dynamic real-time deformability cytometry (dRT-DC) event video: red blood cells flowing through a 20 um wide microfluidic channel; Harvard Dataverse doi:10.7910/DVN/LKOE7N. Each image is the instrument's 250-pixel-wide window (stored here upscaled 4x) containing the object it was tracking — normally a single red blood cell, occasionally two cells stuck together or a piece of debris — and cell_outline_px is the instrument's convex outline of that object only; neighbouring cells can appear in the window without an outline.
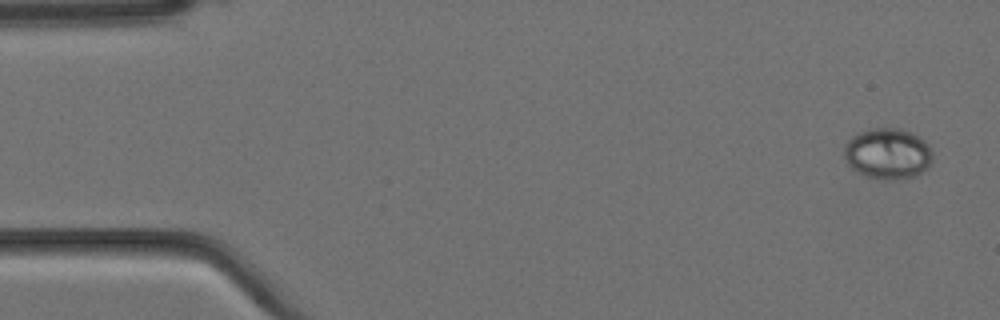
{"species": "Egyptian fruit bat (a non-hibernating species)", "species_latin": "Rousettus aegyptiacus", "temperature_condition": "cold", "stored_images_in_passage": 5, "camera_frame_rate_fps": 3000, "um_per_image_px": 0.085, "animal": {"sex": "female"}, "frame": {"image": 1, "passage_image": 1, "time_ms": 0.0, "image_size_px": [1000, 320], "cell_outline_px": [[932, 160], [928, 168], [916, 176], [900, 180], [884, 180], [864, 176], [852, 168], [848, 164], [844, 156], [844, 144], [856, 132], [868, 128], [900, 128], [912, 132], [920, 136], [928, 144], [932, 152]], "centroid_in_image_um": [75.46, 13.06], "position_along_channel_um": 9.5, "area_um2": 26.88}}